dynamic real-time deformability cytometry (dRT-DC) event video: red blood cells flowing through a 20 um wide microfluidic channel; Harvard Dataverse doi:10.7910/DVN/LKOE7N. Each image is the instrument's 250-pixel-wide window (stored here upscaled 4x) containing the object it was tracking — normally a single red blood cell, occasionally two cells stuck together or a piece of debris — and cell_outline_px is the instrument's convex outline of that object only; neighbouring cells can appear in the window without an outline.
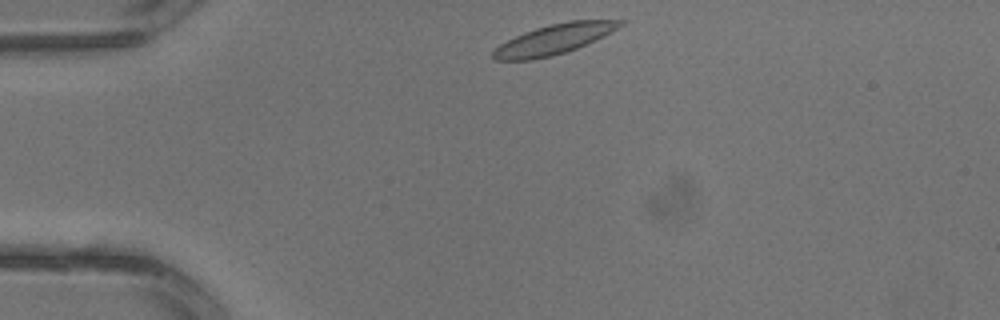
{"species": "common noctule bat (a hibernating species)", "species_latin": "Nyctalus noctula", "temperature_condition": "warm", "stored_images_in_passage": 1, "camera_frame_rate_fps": 3000, "um_per_image_px": 0.085, "animal": {"sex": "male", "body_mass_g": 13.3}, "frame": {"image": 1, "passage_image": 1, "time_ms": 0.0, "image_size_px": [1000, 320], "cell_outline_px": [[624, 24], [576, 48], [552, 56], [532, 60], [496, 60], [492, 56], [492, 52], [500, 44], [524, 32], [536, 28], [568, 20], [624, 20]], "centroid_in_image_um": [47.02, 3.34], "position_along_channel_um": 38.0, "area_um2": 21.56}}